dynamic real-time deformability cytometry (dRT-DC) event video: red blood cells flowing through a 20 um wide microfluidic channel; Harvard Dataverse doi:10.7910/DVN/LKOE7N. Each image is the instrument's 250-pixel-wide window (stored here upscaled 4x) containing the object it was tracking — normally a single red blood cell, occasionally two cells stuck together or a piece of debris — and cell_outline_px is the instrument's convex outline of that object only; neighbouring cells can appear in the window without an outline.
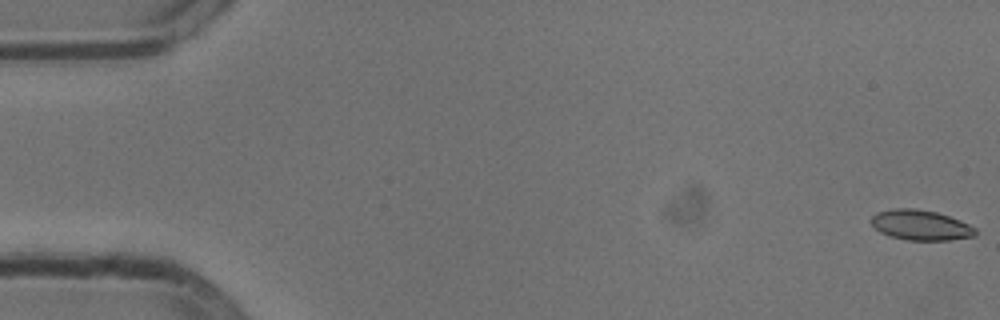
{"species": "common noctule bat (a hibernating species)", "species_latin": "Nyctalus noctula", "temperature_condition": "cold", "stored_images_in_passage": 54, "camera_frame_rate_fps": 3000, "um_per_image_px": 0.085, "animal": {"sex": "male", "body_mass_g": 13.3}, "frame": {"image": 1, "passage_image": 1, "time_ms": 0.0, "image_size_px": [1000, 320], "cell_outline_px": [[976, 236], [948, 240], [908, 240], [888, 236], [880, 232], [868, 220], [876, 212], [892, 208], [916, 208], [936, 212], [960, 220], [976, 228]], "centroid_in_image_um": [78.22, 19.13], "position_along_channel_um": 6.8, "area_um2": 18.5}}
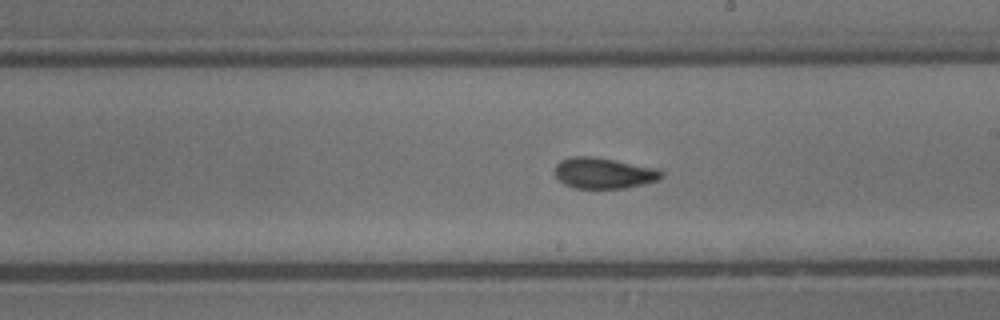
{"frame": {"image": 2, "passage_image": 31, "time_ms": 10.0, "image_size_px": [1000, 320], "cell_outline_px": [[664, 176], [660, 180], [624, 188], [576, 188], [564, 184], [556, 176], [556, 164], [560, 160], [572, 156], [592, 156], [656, 168], [664, 172]], "centroid_in_image_um": [51.33, 14.71], "position_along_channel_um": 237.7, "area_um2": 19.07}}
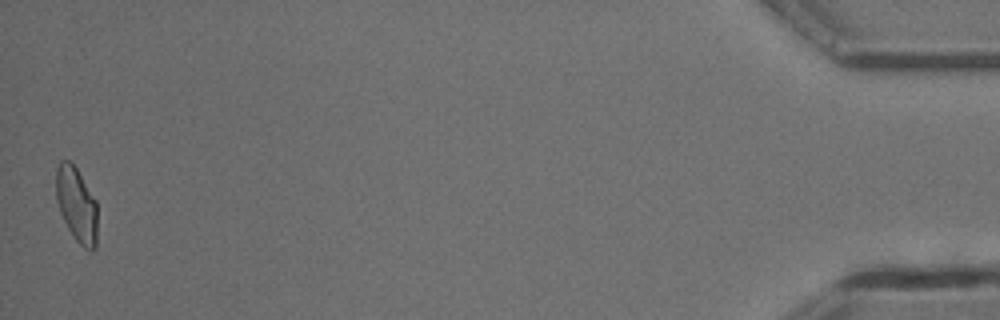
{"frame": {"image": 3, "passage_image": 54, "time_ms": 17.667, "image_size_px": [1000, 320], "cell_outline_px": [[96, 248], [92, 252], [84, 248], [72, 236], [60, 212], [56, 200], [56, 168], [60, 160], [68, 160], [76, 168], [96, 200]], "centroid_in_image_um": [6.5, 17.41], "position_along_channel_um": 428.7, "area_um2": 17.98}, "authors_computed_cell_mechanics": {"area_um2": 18.7272, "velocity_mm_per_s": 3.807, "shape_relaxation_time_tau1_ms": null, "shape_relaxation_time_tau2_ms": 1.7127, "deformation_change_tau1": null, "deformation_change_tau2": 0.0852}}